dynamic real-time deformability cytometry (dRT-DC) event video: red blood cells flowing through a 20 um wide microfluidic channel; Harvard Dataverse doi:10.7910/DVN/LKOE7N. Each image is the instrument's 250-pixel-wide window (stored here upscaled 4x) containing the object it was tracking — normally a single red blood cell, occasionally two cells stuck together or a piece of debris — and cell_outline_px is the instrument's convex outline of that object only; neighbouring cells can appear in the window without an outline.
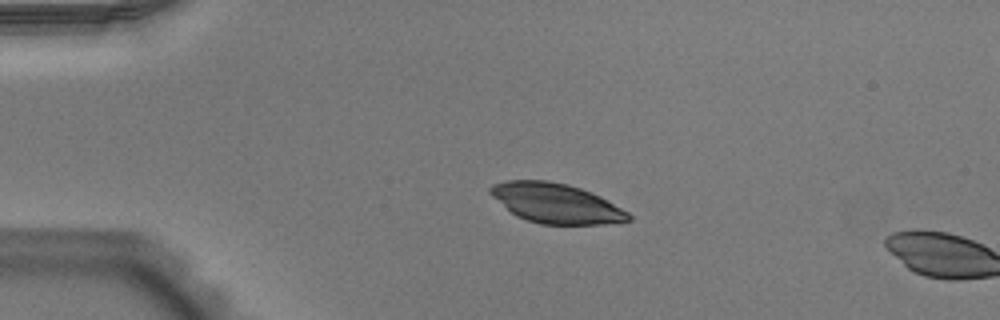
{"species": "Egyptian fruit bat (a non-hibernating species)", "species_latin": "Rousettus aegyptiacus", "temperature_condition": "warm", "stored_images_in_passage": 3, "camera_frame_rate_fps": 3000, "um_per_image_px": 0.085, "animal": {"sex": "male"}, "frame": {"image": 1, "passage_image": 1, "time_ms": 0.0, "image_size_px": [1000, 320], "cell_outline_px": [[632, 220], [604, 224], [540, 224], [516, 216], [492, 196], [488, 192], [488, 188], [492, 184], [508, 180], [548, 180], [568, 184], [592, 192], [608, 200], [628, 212], [632, 216]], "centroid_in_image_um": [47.26, 17.27], "position_along_channel_um": 37.7, "area_um2": 32.02}}